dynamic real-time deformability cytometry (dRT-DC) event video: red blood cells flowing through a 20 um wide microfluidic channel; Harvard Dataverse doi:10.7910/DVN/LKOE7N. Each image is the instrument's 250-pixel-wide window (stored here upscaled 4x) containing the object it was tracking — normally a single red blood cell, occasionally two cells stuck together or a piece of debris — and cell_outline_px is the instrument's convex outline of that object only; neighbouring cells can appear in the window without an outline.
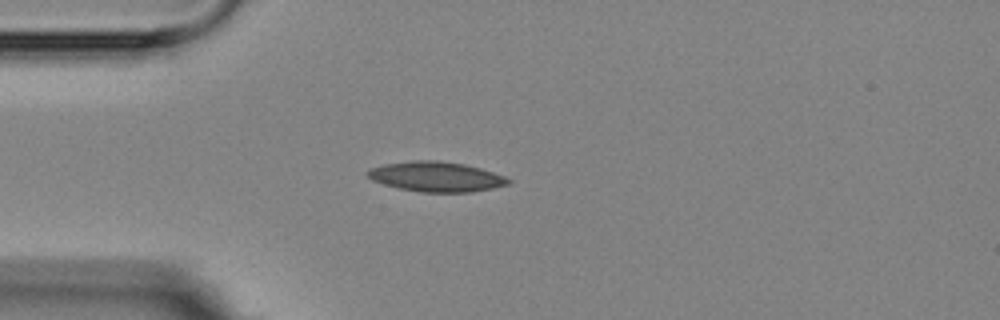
{"species": "Egyptian fruit bat (a non-hibernating species)", "species_latin": "Rousettus aegyptiacus", "temperature_condition": "room temperature", "stored_images_in_passage": 4, "camera_frame_rate_fps": 3000, "um_per_image_px": 0.085, "animal": {"sex": "female"}, "frame": {"image": 1, "passage_image": 4, "time_ms": 3.333, "image_size_px": [1000, 320], "cell_outline_px": [[512, 184], [472, 192], [420, 192], [400, 188], [384, 184], [372, 180], [364, 172], [368, 168], [384, 164], [416, 160], [436, 160], [464, 164], [480, 168], [504, 176], [512, 180]], "centroid_in_image_um": [37.07, 15.02], "position_along_channel_um": 47.9, "area_um2": 24.62}}